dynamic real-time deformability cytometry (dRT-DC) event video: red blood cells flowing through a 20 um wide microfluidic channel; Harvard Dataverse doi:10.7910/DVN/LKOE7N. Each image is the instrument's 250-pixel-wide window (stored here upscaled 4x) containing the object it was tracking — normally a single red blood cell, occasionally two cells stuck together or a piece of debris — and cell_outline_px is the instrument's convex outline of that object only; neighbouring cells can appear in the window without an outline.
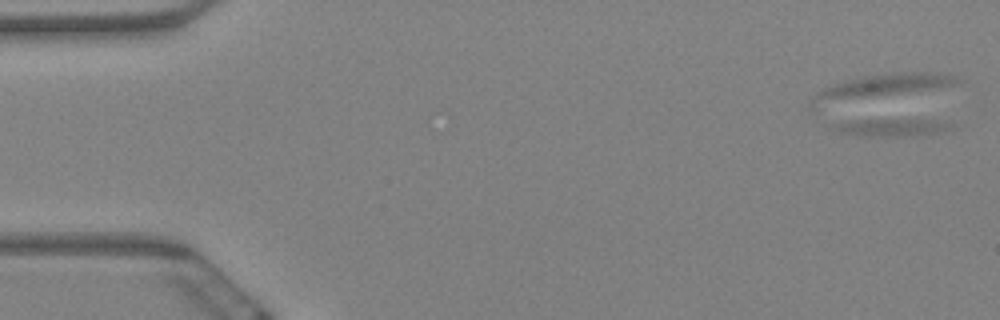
{"species": "Egyptian fruit bat (a non-hibernating species)", "species_latin": "Rousettus aegyptiacus", "temperature_condition": "warm", "stored_images_in_passage": 7, "camera_frame_rate_fps": 3000, "um_per_image_px": 0.085, "animal": {"sex": "female"}, "frame": {"image": 1, "passage_image": 1, "time_ms": 0.0, "image_size_px": [1000, 320], "cell_outline_px": [[952, 128], [936, 132], [896, 136], [868, 136], [840, 132], [828, 128], [836, 124], [852, 120], [928, 120], [952, 124]], "centroid_in_image_um": [75.66, 10.83], "position_along_channel_um": 9.3, "area_um2": 11.21}}